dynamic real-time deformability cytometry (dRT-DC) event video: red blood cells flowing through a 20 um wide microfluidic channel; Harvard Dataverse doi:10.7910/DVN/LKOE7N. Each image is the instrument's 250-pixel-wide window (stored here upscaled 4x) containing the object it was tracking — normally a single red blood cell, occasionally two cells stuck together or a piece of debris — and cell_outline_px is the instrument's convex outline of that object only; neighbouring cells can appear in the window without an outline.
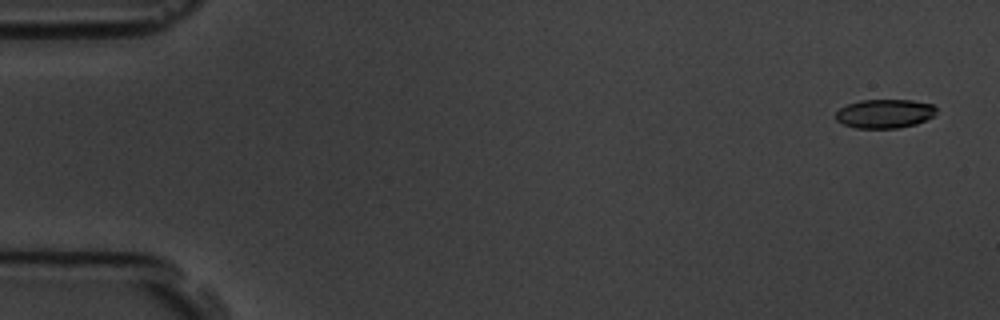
{"species": "common noctule bat (a hibernating species)", "species_latin": "Nyctalus noctula", "temperature_condition": "room temperature", "stored_images_in_passage": 6, "camera_frame_rate_fps": 3000, "um_per_image_px": 0.085, "animal": {"sex": "male", "body_mass_g": 19.5, "forearm_length_mm": 54.6}, "frame": {"image": 1, "passage_image": 1, "time_ms": 0.0, "image_size_px": [1000, 320], "cell_outline_px": [[936, 112], [932, 116], [916, 124], [896, 128], [856, 128], [844, 124], [836, 120], [836, 112], [840, 108], [848, 104], [860, 100], [912, 100], [932, 104], [936, 108]], "centroid_in_image_um": [75.18, 9.65], "position_along_channel_um": 9.8, "area_um2": 16.82}}